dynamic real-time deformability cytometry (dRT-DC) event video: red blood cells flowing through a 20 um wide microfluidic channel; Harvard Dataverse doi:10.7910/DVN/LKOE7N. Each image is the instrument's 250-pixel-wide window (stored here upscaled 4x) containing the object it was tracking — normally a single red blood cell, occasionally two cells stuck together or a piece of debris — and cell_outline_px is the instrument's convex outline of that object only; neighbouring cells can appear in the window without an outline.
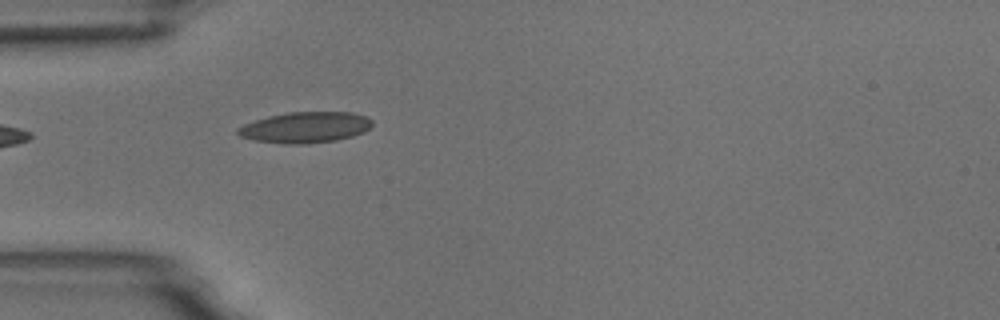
{"species": "common noctule bat (a hibernating species)", "species_latin": "Nyctalus noctula", "temperature_condition": "room temperature", "stored_images_in_passage": 5, "camera_frame_rate_fps": 3000, "um_per_image_px": 0.085, "animal": {"sex": "male", "body_mass_g": 18.8}, "frame": {"image": 1, "passage_image": 5, "time_ms": 4.667, "image_size_px": [1000, 320], "cell_outline_px": [[372, 124], [364, 132], [352, 136], [336, 140], [308, 144], [288, 144], [256, 140], [240, 136], [236, 132], [236, 128], [244, 124], [268, 116], [288, 112], [352, 112], [368, 116], [372, 120]], "centroid_in_image_um": [25.97, 10.82], "position_along_channel_um": 59.0, "area_um2": 24.22}}